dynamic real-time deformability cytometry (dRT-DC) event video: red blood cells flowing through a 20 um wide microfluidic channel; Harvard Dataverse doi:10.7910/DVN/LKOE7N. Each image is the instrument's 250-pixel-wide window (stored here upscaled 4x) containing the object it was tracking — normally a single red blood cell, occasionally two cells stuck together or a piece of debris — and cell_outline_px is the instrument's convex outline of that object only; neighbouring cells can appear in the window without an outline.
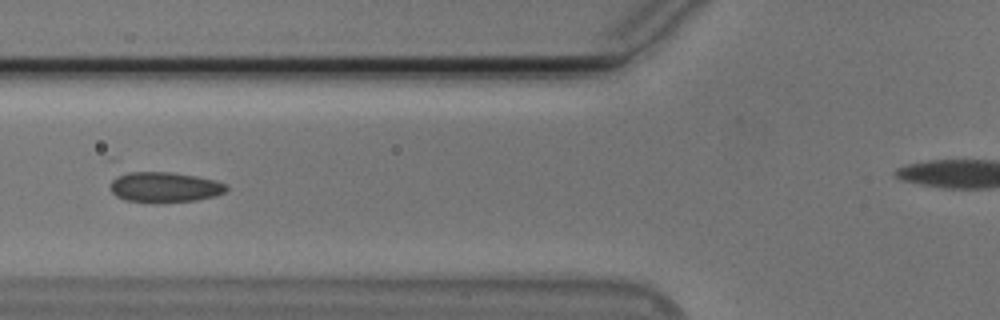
{"species": "Egyptian fruit bat (a non-hibernating species)", "species_latin": "Rousettus aegyptiacus", "temperature_condition": "cold", "stored_images_in_passage": 35, "camera_frame_rate_fps": 3000, "um_per_image_px": 0.085, "animal": {"sex": "male"}, "frame": {"image": 1, "passage_image": 6, "time_ms": 1.667, "image_size_px": [1000, 320], "cell_outline_px": [[228, 192], [216, 196], [196, 200], [152, 204], [124, 200], [116, 196], [112, 192], [112, 180], [116, 176], [128, 172], [172, 172], [196, 176], [216, 180], [224, 184], [228, 188]], "centroid_in_image_um": [14.01, 15.93], "position_along_channel_um": 111.8, "area_um2": 20.87}, "authors_computed_cell_mechanics": {"area_um2": 19.8254, "velocity_mm_per_s": 3.7658, "shape_relaxation_time_tau1_ms": 9.7057, "shape_relaxation_time_tau2_ms": 0.9633, "deformation_change_tau1": 0.1259, "deformation_change_tau2": 0.0588}}